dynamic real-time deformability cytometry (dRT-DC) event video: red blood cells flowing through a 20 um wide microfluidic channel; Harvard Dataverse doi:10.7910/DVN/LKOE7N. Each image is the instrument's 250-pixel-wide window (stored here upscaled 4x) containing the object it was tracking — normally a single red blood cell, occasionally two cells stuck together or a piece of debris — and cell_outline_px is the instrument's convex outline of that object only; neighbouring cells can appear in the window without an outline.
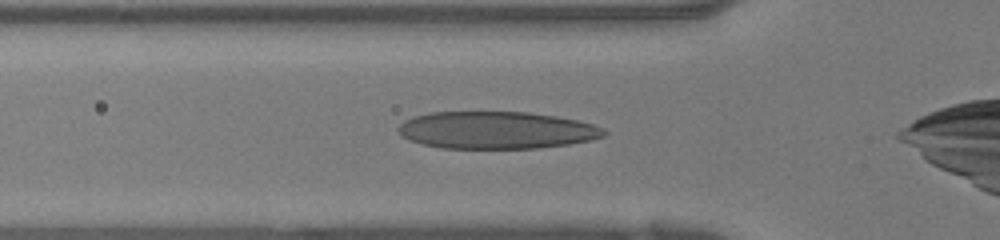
{"species": "human", "species_latin": "Homo sapiens", "temperature_condition": "warm", "stored_images_in_passage": 22, "camera_frame_rate_fps": 3000, "um_per_image_px": 0.085, "donor": {"sex": "female"}, "frame": {"image": 1, "passage_image": 2, "time_ms": 0.333, "image_size_px": [1000, 240], "cell_outline_px": [[608, 132], [604, 136], [592, 140], [568, 144], [540, 148], [440, 148], [420, 144], [408, 140], [396, 128], [404, 120], [412, 116], [432, 112], [528, 112], [556, 116], [580, 120], [604, 128]], "centroid_in_image_um": [42.21, 11.06], "position_along_channel_um": 83.6, "area_um2": 45.03}}
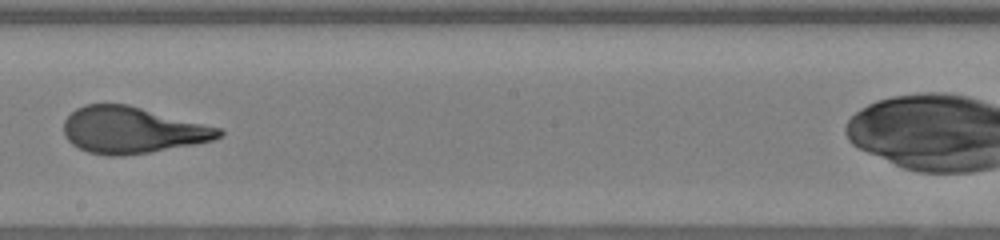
{"frame": {"image": 2, "passage_image": 11, "time_ms": 3.333, "image_size_px": [1000, 240], "cell_outline_px": [[224, 132], [220, 136], [212, 140], [192, 144], [148, 152], [120, 156], [108, 156], [88, 152], [72, 144], [64, 136], [64, 120], [76, 108], [84, 104], [128, 104], [220, 128]], "centroid_in_image_um": [11.18, 11.05], "position_along_channel_um": 237.0, "area_um2": 41.62}}
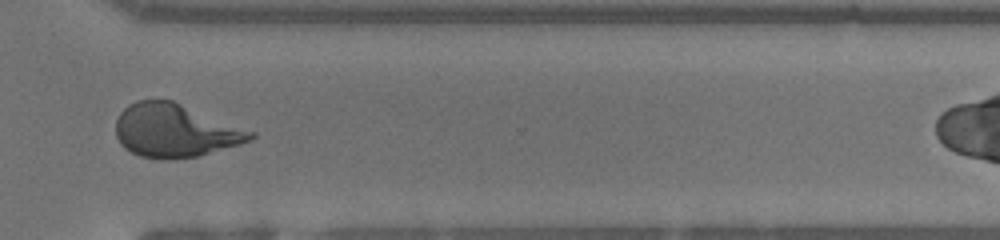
{"frame": {"image": 3, "passage_image": 18, "time_ms": 5.667, "image_size_px": [1000, 240], "cell_outline_px": [[256, 136], [252, 140], [240, 144], [200, 156], [164, 160], [160, 160], [140, 156], [124, 148], [120, 144], [116, 136], [116, 120], [120, 112], [128, 104], [136, 100], [172, 100], [256, 132]], "centroid_in_image_um": [14.88, 11.11], "position_along_channel_um": 355.7, "area_um2": 42.14}}